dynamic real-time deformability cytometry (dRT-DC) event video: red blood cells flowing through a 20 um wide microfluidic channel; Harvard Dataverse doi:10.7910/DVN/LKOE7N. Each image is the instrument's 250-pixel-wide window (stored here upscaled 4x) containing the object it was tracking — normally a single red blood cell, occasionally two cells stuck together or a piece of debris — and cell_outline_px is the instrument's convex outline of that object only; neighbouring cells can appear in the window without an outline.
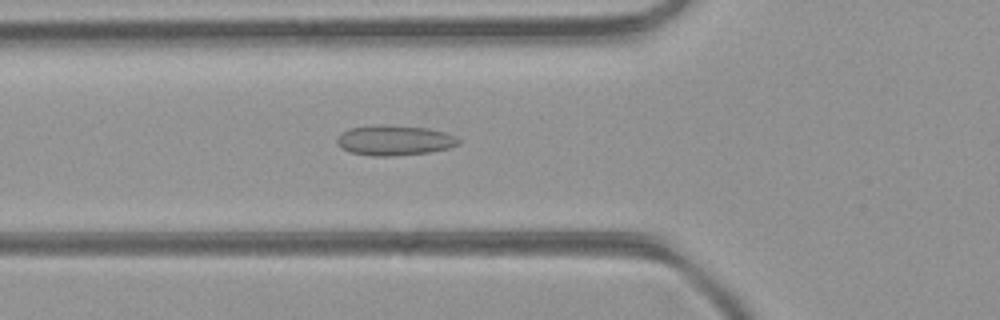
{"species": "common noctule bat (a hibernating species)", "species_latin": "Nyctalus noctula", "temperature_condition": "room temperature", "stored_images_in_passage": 42, "camera_frame_rate_fps": 3000, "um_per_image_px": 0.085, "animal": {"sex": "female", "body_mass_g": 21.9}, "frame": {"image": 1, "passage_image": 17, "time_ms": 5.333, "image_size_px": [1000, 320], "cell_outline_px": [[460, 144], [448, 148], [428, 152], [392, 156], [372, 156], [352, 152], [340, 148], [336, 140], [348, 128], [372, 124], [384, 124], [428, 128], [444, 132], [460, 140]], "centroid_in_image_um": [33.5, 11.91], "position_along_channel_um": 92.3, "area_um2": 21.33}}
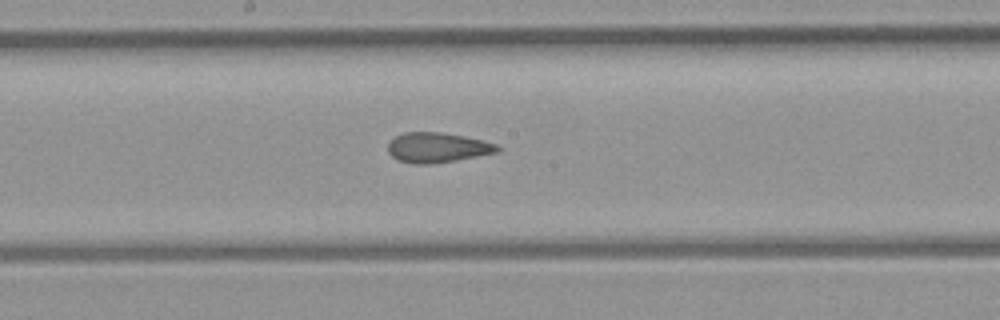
{"frame": {"image": 2, "passage_image": 25, "time_ms": 8.0, "image_size_px": [1000, 320], "cell_outline_px": [[504, 148], [500, 152], [456, 160], [432, 164], [412, 164], [396, 160], [388, 152], [388, 144], [396, 136], [404, 132], [440, 132], [464, 136], [484, 140], [496, 144]], "centroid_in_image_um": [37.21, 12.55], "position_along_channel_um": 211.0, "area_um2": 19.36}}
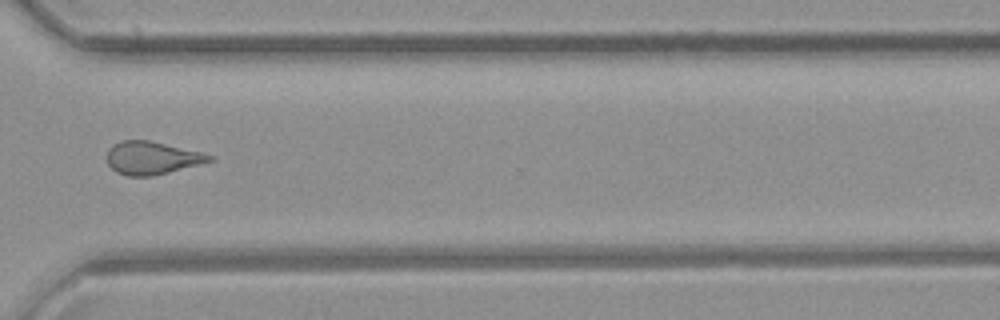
{"frame": {"image": 3, "passage_image": 35, "time_ms": 11.333, "image_size_px": [1000, 320], "cell_outline_px": [[216, 160], [152, 176], [128, 176], [116, 172], [108, 164], [108, 148], [112, 144], [120, 140], [148, 140], [204, 152], [212, 156]], "centroid_in_image_um": [12.92, 13.41], "position_along_channel_um": 357.7, "area_um2": 19.71}, "authors_computed_cell_mechanics": {"area_um2": 20.1144, "velocity_mm_per_s": 4.4126, "shape_relaxation_time_tau1_ms": null, "shape_relaxation_time_tau2_ms": 2.6363, "deformation_change_tau1": null, "deformation_change_tau2": 0.105}}